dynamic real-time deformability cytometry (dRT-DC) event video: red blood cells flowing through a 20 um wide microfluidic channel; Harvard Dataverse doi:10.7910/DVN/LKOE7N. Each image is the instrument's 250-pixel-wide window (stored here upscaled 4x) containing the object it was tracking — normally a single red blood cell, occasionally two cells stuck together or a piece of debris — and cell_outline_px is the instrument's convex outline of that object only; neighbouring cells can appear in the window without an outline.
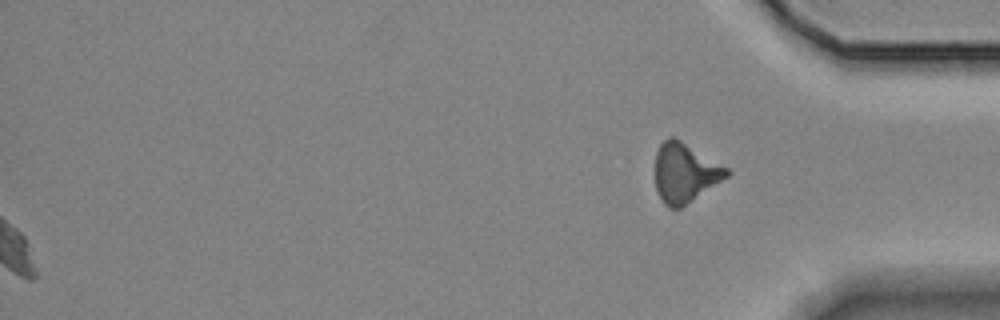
{"species": "Egyptian fruit bat (a non-hibernating species)", "species_latin": "Rousettus aegyptiacus", "temperature_condition": "room temperature", "stored_images_in_passage": 44, "segment_of_instrument_passage": [2, 2], "camera_frame_rate_fps": 3000, "um_per_image_px": 0.085, "animal": {"sex": "female"}, "frame": {"image": 1, "passage_image": 44, "time_ms": 14.333, "image_size_px": [1000, 320], "cell_outline_px": [[732, 172], [728, 176], [680, 208], [668, 208], [664, 204], [656, 188], [656, 152], [660, 144], [668, 136], [672, 136], [680, 140], [728, 168]], "centroid_in_image_um": [58.21, 14.68], "position_along_channel_um": 377.0, "area_um2": 24.33}}